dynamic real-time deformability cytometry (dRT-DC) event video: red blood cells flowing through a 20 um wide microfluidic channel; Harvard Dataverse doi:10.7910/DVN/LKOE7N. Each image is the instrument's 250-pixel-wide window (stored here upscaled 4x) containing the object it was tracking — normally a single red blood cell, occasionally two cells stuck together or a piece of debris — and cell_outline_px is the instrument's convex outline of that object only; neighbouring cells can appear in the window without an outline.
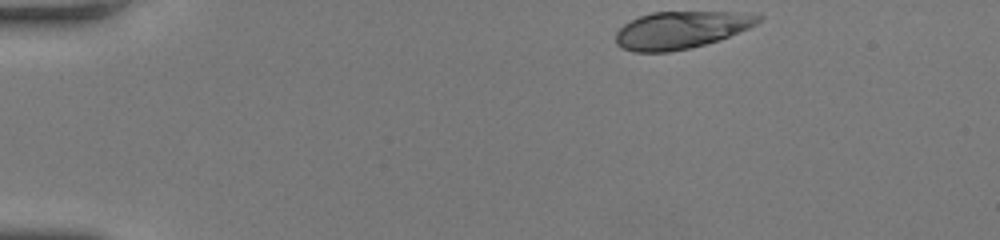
{"species": "human", "species_latin": "Homo sapiens", "temperature_condition": "room temperature", "stored_images_in_passage": 48, "camera_frame_rate_fps": 3000, "um_per_image_px": 0.085, "donor": {"sex": "female"}, "frame": {"image": 1, "passage_image": 1, "time_ms": 0.0, "image_size_px": [1000, 240], "cell_outline_px": [[764, 16], [756, 24], [748, 28], [720, 40], [692, 48], [668, 52], [632, 52], [620, 48], [616, 44], [616, 32], [624, 24], [640, 16], [652, 12], [744, 12]], "centroid_in_image_um": [57.87, 2.55], "position_along_channel_um": 27.1, "area_um2": 31.15}}
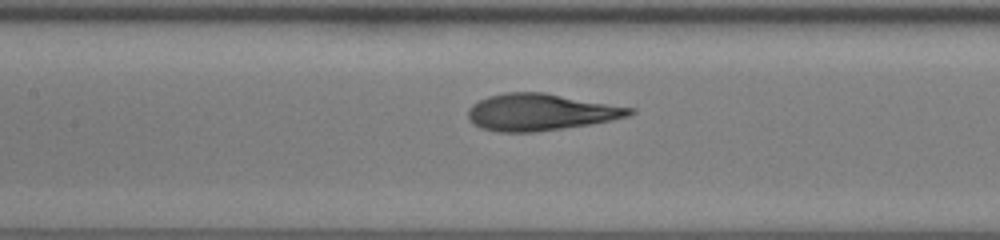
{"frame": {"image": 2, "passage_image": 20, "time_ms": 6.333, "image_size_px": [1000, 240], "cell_outline_px": [[636, 112], [628, 116], [612, 120], [588, 124], [532, 132], [500, 132], [480, 128], [472, 124], [468, 116], [468, 108], [472, 104], [488, 96], [504, 92], [544, 92], [636, 108]], "centroid_in_image_um": [45.94, 9.52], "position_along_channel_um": 161.5, "area_um2": 34.68}}
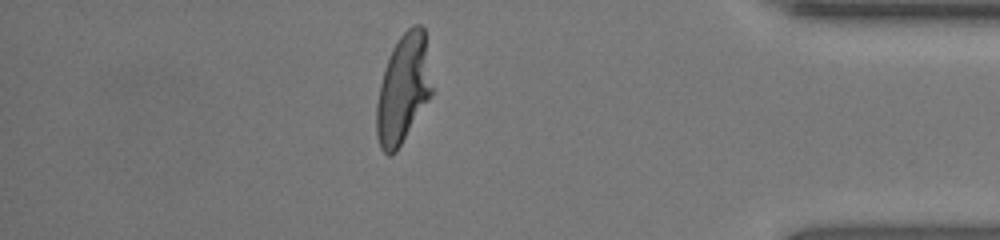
{"frame": {"image": 3, "passage_image": 41, "time_ms": 13.333, "image_size_px": [1000, 240], "cell_outline_px": [[432, 96], [396, 152], [388, 156], [380, 148], [376, 136], [376, 104], [380, 84], [384, 68], [392, 48], [400, 36], [412, 24], [420, 24], [424, 28], [432, 88]], "centroid_in_image_um": [34.26, 7.58], "position_along_channel_um": 400.9, "area_um2": 35.26}, "authors_computed_cell_mechanics": {"area_um2": 34.3332, "velocity_mm_per_s": 3.8533, "shape_relaxation_time_tau1_ms": 9.2005, "shape_relaxation_time_tau2_ms": 0.9624, "deformation_change_tau1": 0.3102, "deformation_change_tau2": 0.0543}}